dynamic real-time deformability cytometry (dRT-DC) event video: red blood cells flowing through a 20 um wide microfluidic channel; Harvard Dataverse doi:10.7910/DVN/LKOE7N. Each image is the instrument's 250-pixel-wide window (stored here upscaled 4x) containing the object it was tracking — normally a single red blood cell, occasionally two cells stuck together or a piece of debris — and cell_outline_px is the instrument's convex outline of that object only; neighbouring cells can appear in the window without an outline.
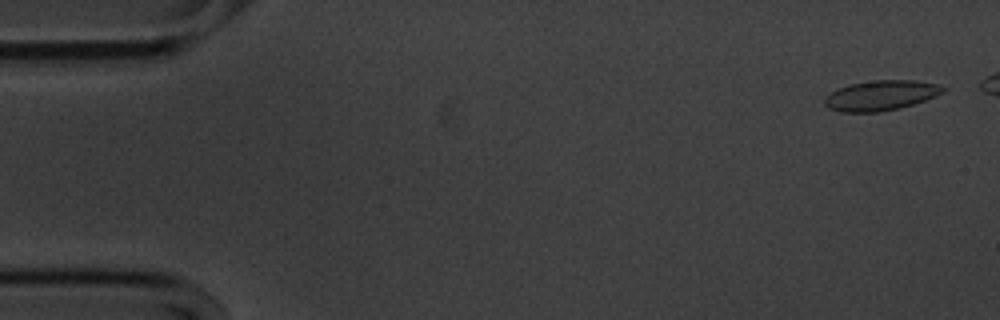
{"species": "common noctule bat (a hibernating species)", "species_latin": "Nyctalus noctula", "temperature_condition": "cold", "stored_images_in_passage": 48, "camera_frame_rate_fps": 3000, "um_per_image_px": 0.085, "animal": {"sex": "male", "body_mass_g": 20.1, "forearm_length_mm": 53.5}, "frame": {"image": 1, "passage_image": 2, "time_ms": 0.333, "image_size_px": [1000, 320], "cell_outline_px": [[948, 88], [944, 92], [936, 96], [900, 108], [876, 112], [840, 112], [828, 108], [824, 104], [824, 96], [836, 88], [848, 84], [876, 80], [916, 80], [936, 84]], "centroid_in_image_um": [74.83, 8.1], "position_along_channel_um": 10.2, "area_um2": 20.92}}
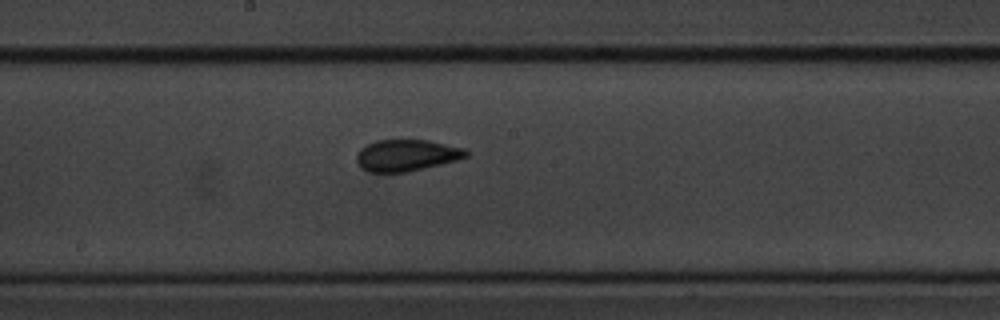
{"frame": {"image": 2, "passage_image": 29, "time_ms": 9.333, "image_size_px": [1000, 320], "cell_outline_px": [[468, 156], [456, 160], [424, 168], [404, 172], [368, 172], [360, 168], [356, 160], [356, 156], [360, 148], [376, 140], [428, 140], [464, 148], [468, 152]], "centroid_in_image_um": [34.52, 13.2], "position_along_channel_um": 213.7, "area_um2": 20.06}}
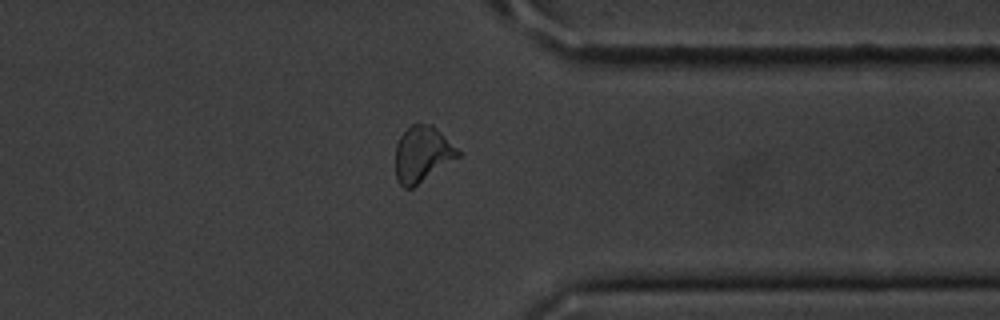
{"frame": {"image": 3, "passage_image": 43, "time_ms": 14.0, "image_size_px": [1000, 320], "cell_outline_px": [[460, 156], [412, 188], [404, 188], [400, 184], [396, 176], [396, 144], [400, 136], [412, 124], [432, 124], [460, 152]], "centroid_in_image_um": [35.88, 13.1], "position_along_channel_um": 375.5, "area_um2": 19.94}}